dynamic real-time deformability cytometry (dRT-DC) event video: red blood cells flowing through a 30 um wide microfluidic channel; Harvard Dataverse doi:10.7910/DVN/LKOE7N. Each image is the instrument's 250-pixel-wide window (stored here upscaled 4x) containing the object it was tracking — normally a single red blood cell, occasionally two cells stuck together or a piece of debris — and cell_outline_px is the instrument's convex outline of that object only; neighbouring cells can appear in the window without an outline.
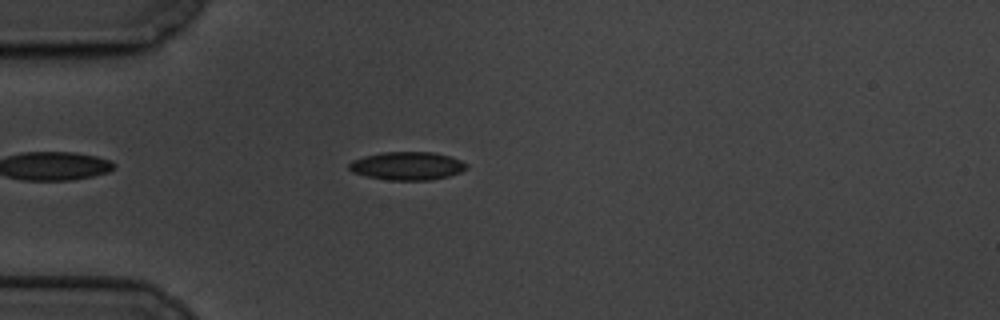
{"species": "common noctule bat (a hibernating species)", "species_latin": "Nyctalus noctula", "temperature_condition": "cold", "stored_images_in_passage": 51, "camera_frame_rate_fps": 3000, "um_per_image_px": 0.085, "animal": {"sex": "male", "body_mass_g": 19.5, "forearm_length_mm": 54.6}, "frame": {"image": 1, "passage_image": 7, "time_ms": 2.0, "image_size_px": [1000, 320], "cell_outline_px": [[468, 168], [460, 172], [448, 176], [428, 180], [388, 180], [368, 176], [352, 172], [348, 168], [348, 164], [352, 160], [364, 156], [384, 152], [432, 152], [448, 156], [460, 160], [468, 164]], "centroid_in_image_um": [34.6, 14.1], "position_along_channel_um": 50.4, "area_um2": 19.19}}
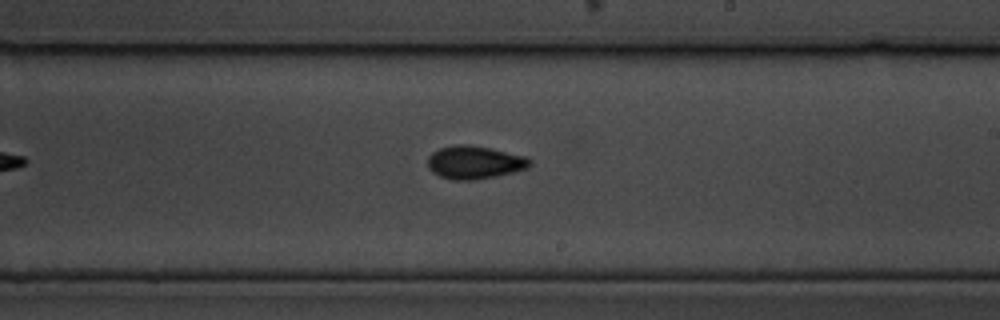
{"frame": {"image": 2, "passage_image": 26, "time_ms": 8.333, "image_size_px": [1000, 320], "cell_outline_px": [[532, 164], [528, 168], [512, 172], [472, 180], [452, 180], [440, 176], [432, 172], [428, 168], [428, 156], [432, 152], [440, 148], [456, 144], [468, 144], [488, 148], [524, 156], [532, 160]], "centroid_in_image_um": [40.3, 13.8], "position_along_channel_um": 248.7, "area_um2": 19.48}}
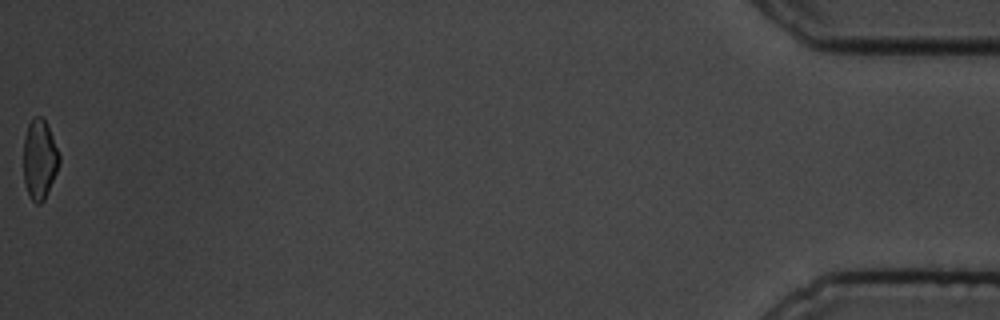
{"frame": {"image": 3, "passage_image": 51, "time_ms": 16.667, "image_size_px": [1000, 320], "cell_outline_px": [[60, 160], [56, 172], [44, 200], [40, 204], [36, 204], [32, 200], [28, 192], [24, 180], [24, 140], [28, 124], [32, 116], [40, 116], [44, 120], [52, 136], [60, 156]], "centroid_in_image_um": [3.35, 13.53], "position_along_channel_um": 431.8, "area_um2": 16.3}, "authors_computed_cell_mechanics": {"area_um2": 18.8428, "velocity_mm_per_s": 3.3303, "shape_relaxation_time_tau1_ms": 3.5992, "shape_relaxation_time_tau2_ms": 3.8846, "deformation_change_tau1": 0.1011, "deformation_change_tau2": 0.0762}}